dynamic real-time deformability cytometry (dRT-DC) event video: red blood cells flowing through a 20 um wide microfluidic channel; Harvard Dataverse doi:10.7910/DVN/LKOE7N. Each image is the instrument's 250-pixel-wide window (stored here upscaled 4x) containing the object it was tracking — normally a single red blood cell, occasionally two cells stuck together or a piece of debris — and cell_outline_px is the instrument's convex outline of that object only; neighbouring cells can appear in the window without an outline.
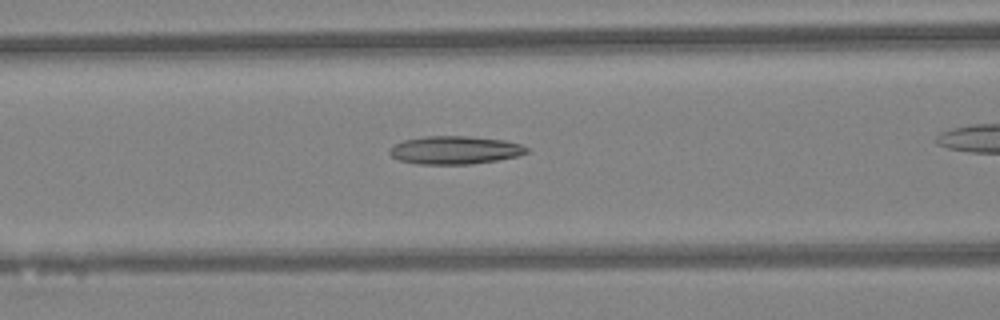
{"species": "Egyptian fruit bat (a non-hibernating species)", "species_latin": "Rousettus aegyptiacus", "temperature_condition": "warm", "stored_images_in_passage": 33, "camera_frame_rate_fps": 3000, "um_per_image_px": 0.085, "animal": {"sex": "female"}, "frame": {"image": 1, "passage_image": 15, "time_ms": 4.667, "image_size_px": [1000, 320], "cell_outline_px": [[528, 152], [516, 156], [496, 160], [472, 164], [416, 164], [400, 160], [392, 156], [388, 152], [396, 144], [404, 140], [424, 136], [468, 136], [504, 140], [520, 144], [528, 148]], "centroid_in_image_um": [38.67, 12.75], "position_along_channel_um": 127.9, "area_um2": 22.25}}
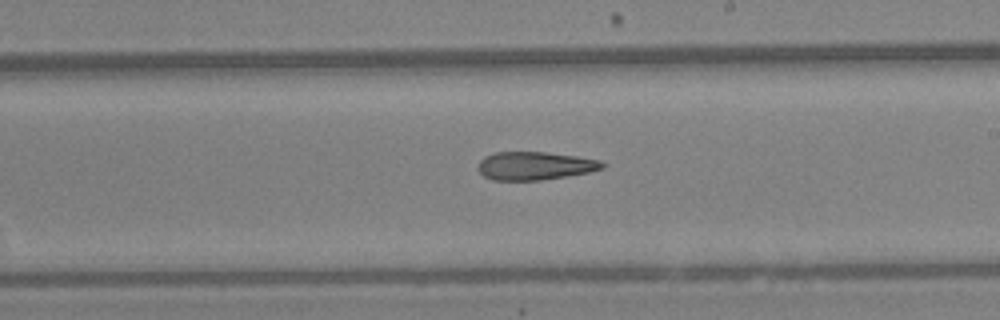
{"frame": {"image": 2, "passage_image": 23, "time_ms": 7.333, "image_size_px": [1000, 320], "cell_outline_px": [[608, 164], [604, 168], [588, 172], [540, 180], [492, 180], [484, 176], [476, 168], [480, 160], [484, 156], [496, 152], [544, 152], [576, 156], [600, 160]], "centroid_in_image_um": [45.45, 14.09], "position_along_channel_um": 243.6, "area_um2": 20.4}}
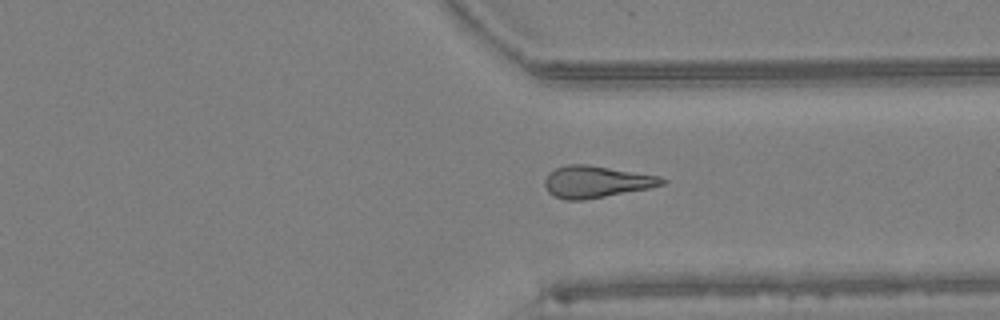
{"frame": {"image": 3, "passage_image": 31, "time_ms": 10.0, "image_size_px": [1000, 320], "cell_outline_px": [[668, 180], [664, 184], [648, 188], [584, 200], [564, 200], [552, 196], [548, 192], [544, 184], [544, 180], [556, 168], [568, 164], [588, 164], [660, 176]], "centroid_in_image_um": [50.67, 15.45], "position_along_channel_um": 360.7, "area_um2": 21.68}}